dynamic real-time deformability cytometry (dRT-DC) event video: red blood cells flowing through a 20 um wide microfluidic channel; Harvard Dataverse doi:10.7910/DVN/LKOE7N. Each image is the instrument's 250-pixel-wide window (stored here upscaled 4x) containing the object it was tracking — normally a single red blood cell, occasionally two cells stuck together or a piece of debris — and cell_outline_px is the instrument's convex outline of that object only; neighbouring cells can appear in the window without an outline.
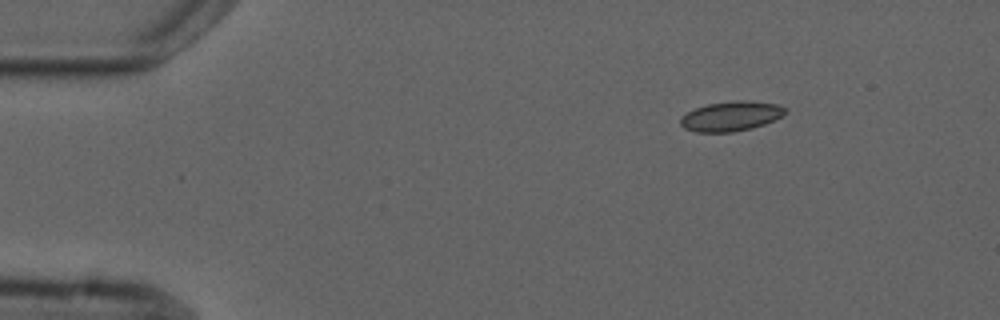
{"species": "common noctule bat (a hibernating species)", "species_latin": "Nyctalus noctula", "temperature_condition": "cold", "stored_images_in_passage": 5, "camera_frame_rate_fps": 3000, "um_per_image_px": 0.085, "animal": {"sex": "male", "forearm_length_mm": 52.5}, "frame": {"image": 1, "passage_image": 1, "time_ms": 0.0, "image_size_px": [1000, 320], "cell_outline_px": [[788, 112], [784, 116], [764, 124], [752, 128], [732, 132], [696, 132], [684, 128], [680, 124], [680, 120], [688, 112], [696, 108], [708, 104], [736, 100], [744, 100], [776, 104], [788, 108]], "centroid_in_image_um": [62.19, 9.88], "position_along_channel_um": 22.8, "area_um2": 18.15}}
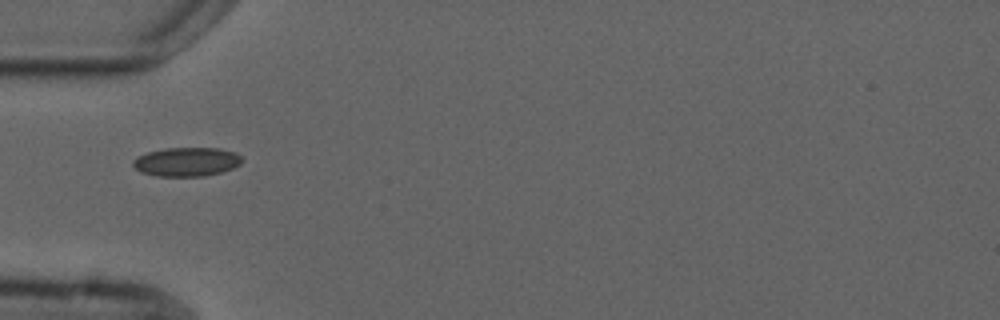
{"frame": {"image": 2, "passage_image": 4, "time_ms": 3.333, "image_size_px": [1000, 320], "cell_outline_px": [[244, 160], [240, 164], [232, 168], [220, 172], [204, 176], [156, 176], [140, 172], [132, 164], [132, 160], [136, 156], [148, 152], [164, 148], [220, 148], [236, 152]], "centroid_in_image_um": [15.85, 13.75], "position_along_channel_um": 69.1, "area_um2": 18.5}}
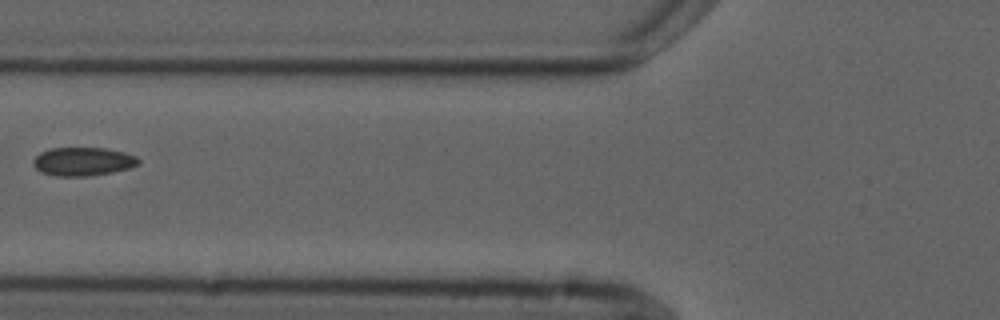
{"frame": {"image": 3, "passage_image": 5, "time_ms": 4.667, "image_size_px": [1000, 320], "cell_outline_px": [[140, 164], [128, 168], [112, 172], [88, 176], [56, 176], [40, 172], [32, 164], [32, 160], [40, 152], [48, 148], [108, 148], [124, 152], [136, 156], [140, 160]], "centroid_in_image_um": [7.04, 13.72], "position_along_channel_um": 118.8, "area_um2": 17.63}}